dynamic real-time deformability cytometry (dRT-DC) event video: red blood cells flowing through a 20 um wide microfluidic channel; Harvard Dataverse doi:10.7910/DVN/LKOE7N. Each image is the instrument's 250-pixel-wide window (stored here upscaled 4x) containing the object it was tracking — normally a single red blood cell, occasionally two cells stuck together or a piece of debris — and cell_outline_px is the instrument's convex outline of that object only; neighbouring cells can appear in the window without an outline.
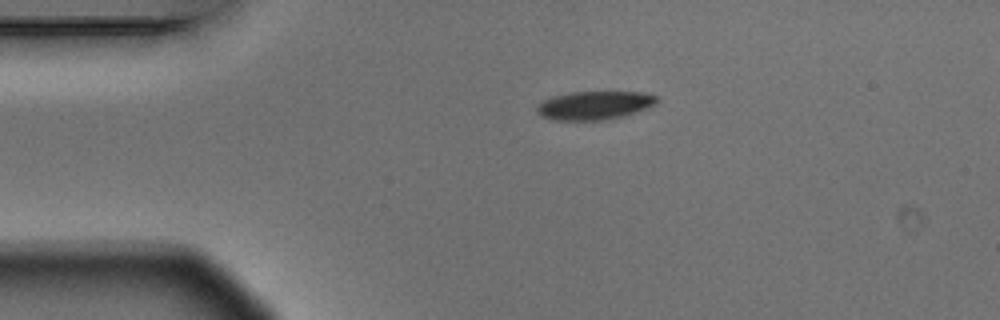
{"species": "Egyptian fruit bat (a non-hibernating species)", "species_latin": "Rousettus aegyptiacus", "temperature_condition": "warm", "stored_images_in_passage": 2, "camera_frame_rate_fps": 3000, "um_per_image_px": 0.085, "animal": {"sex": "male"}, "frame": {"image": 1, "passage_image": 1, "time_ms": 0.0, "image_size_px": [1000, 320], "cell_outline_px": [[656, 104], [636, 112], [624, 116], [608, 120], [552, 120], [540, 116], [536, 112], [536, 108], [544, 100], [556, 96], [572, 92], [640, 92], [656, 96]], "centroid_in_image_um": [50.51, 8.97], "position_along_channel_um": 34.5, "area_um2": 19.77}}